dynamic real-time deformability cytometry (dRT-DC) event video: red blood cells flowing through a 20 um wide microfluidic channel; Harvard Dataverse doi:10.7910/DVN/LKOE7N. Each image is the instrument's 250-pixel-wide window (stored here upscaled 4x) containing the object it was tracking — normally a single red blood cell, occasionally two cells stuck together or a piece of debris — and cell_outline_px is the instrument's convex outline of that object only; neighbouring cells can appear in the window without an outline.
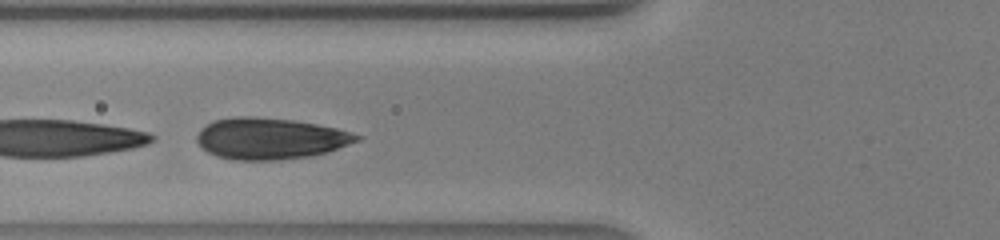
{"species": "human", "species_latin": "Homo sapiens", "temperature_condition": "warm", "stored_images_in_passage": 14, "camera_frame_rate_fps": 3000, "um_per_image_px": 0.085, "donor": {"sex": "male"}, "frame": {"image": 1, "passage_image": 9, "time_ms": 2.667, "image_size_px": [1000, 240], "cell_outline_px": [[364, 136], [360, 140], [328, 152], [312, 156], [280, 160], [232, 160], [216, 156], [200, 148], [196, 140], [196, 136], [200, 128], [212, 120], [236, 116], [252, 116], [292, 120], [316, 124], [336, 128]], "centroid_in_image_um": [22.93, 11.78], "position_along_channel_um": 102.9, "area_um2": 38.96}}
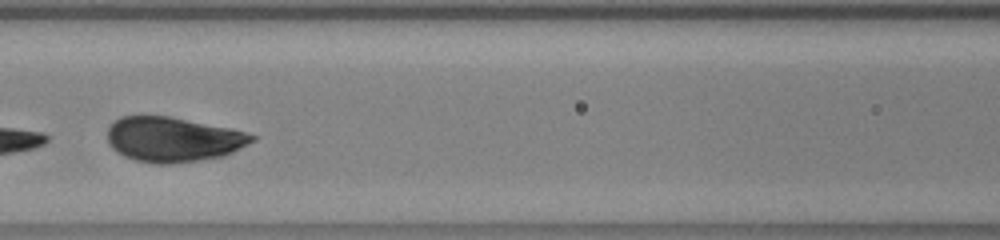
{"frame": {"image": 2, "passage_image": 12, "time_ms": 3.667, "image_size_px": [1000, 240], "cell_outline_px": [[256, 140], [224, 156], [200, 160], [172, 164], [152, 164], [136, 160], [124, 156], [116, 152], [108, 144], [108, 128], [120, 116], [168, 116], [232, 128], [256, 136]], "centroid_in_image_um": [14.71, 11.86], "position_along_channel_um": 151.9, "area_um2": 37.86}}